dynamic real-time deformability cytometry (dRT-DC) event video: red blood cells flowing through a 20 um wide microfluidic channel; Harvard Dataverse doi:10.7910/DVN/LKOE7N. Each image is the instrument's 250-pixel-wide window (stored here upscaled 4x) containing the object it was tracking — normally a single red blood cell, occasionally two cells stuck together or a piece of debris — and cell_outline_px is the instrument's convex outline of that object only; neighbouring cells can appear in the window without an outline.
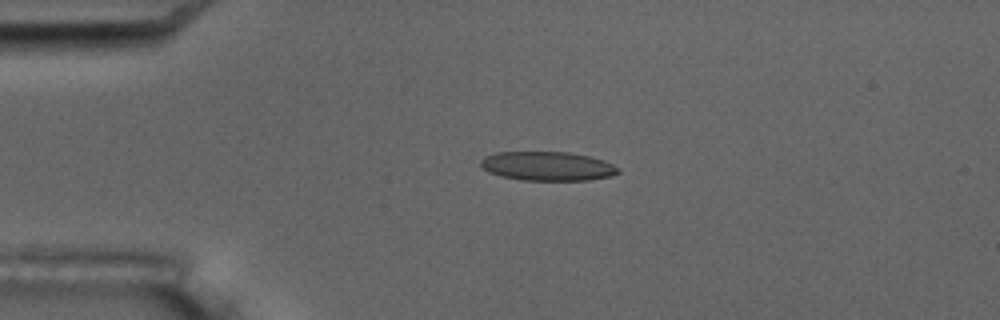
{"species": "common noctule bat (a hibernating species)", "species_latin": "Nyctalus noctula", "temperature_condition": "room temperature", "stored_images_in_passage": 4, "camera_frame_rate_fps": 3000, "um_per_image_px": 0.085, "animal": {"sex": "male", "body_mass_g": 17.5, "forearm_length_mm": 52.3}, "frame": {"image": 1, "passage_image": 3, "time_ms": 2.333, "image_size_px": [1000, 320], "cell_outline_px": [[620, 172], [612, 176], [588, 180], [520, 180], [500, 176], [488, 172], [480, 164], [480, 160], [484, 156], [496, 152], [568, 152], [588, 156], [604, 160], [612, 164]], "centroid_in_image_um": [46.5, 14.12], "position_along_channel_um": 38.5, "area_um2": 23.29}}